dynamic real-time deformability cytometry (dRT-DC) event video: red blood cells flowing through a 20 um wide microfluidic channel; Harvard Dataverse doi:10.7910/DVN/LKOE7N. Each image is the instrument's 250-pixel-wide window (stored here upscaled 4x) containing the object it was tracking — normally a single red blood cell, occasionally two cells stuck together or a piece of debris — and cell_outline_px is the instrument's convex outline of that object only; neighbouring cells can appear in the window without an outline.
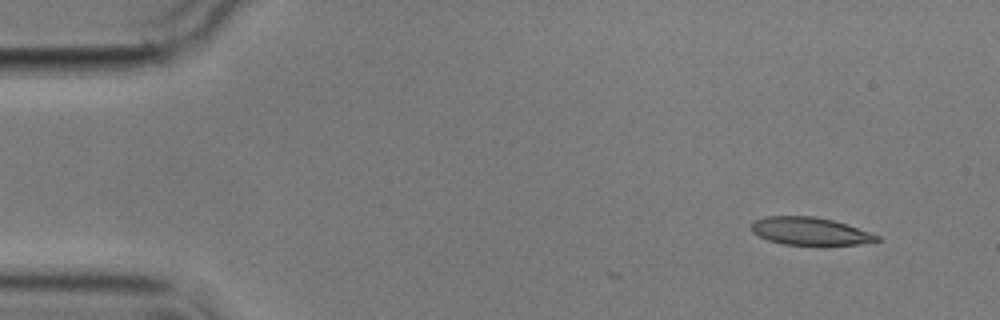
{"species": "common noctule bat (a hibernating species)", "species_latin": "Nyctalus noctula", "temperature_condition": "cold", "stored_images_in_passage": 3, "camera_frame_rate_fps": 3000, "um_per_image_px": 0.085, "animal": {"sex": "male", "body_mass_g": 17.9}, "frame": {"image": 1, "passage_image": 1, "time_ms": 0.0, "image_size_px": [1000, 320], "cell_outline_px": [[880, 240], [860, 244], [784, 244], [768, 240], [752, 232], [752, 220], [764, 216], [816, 216], [832, 220], [880, 236]], "centroid_in_image_um": [68.79, 19.63], "position_along_channel_um": 16.2, "area_um2": 19.88}}